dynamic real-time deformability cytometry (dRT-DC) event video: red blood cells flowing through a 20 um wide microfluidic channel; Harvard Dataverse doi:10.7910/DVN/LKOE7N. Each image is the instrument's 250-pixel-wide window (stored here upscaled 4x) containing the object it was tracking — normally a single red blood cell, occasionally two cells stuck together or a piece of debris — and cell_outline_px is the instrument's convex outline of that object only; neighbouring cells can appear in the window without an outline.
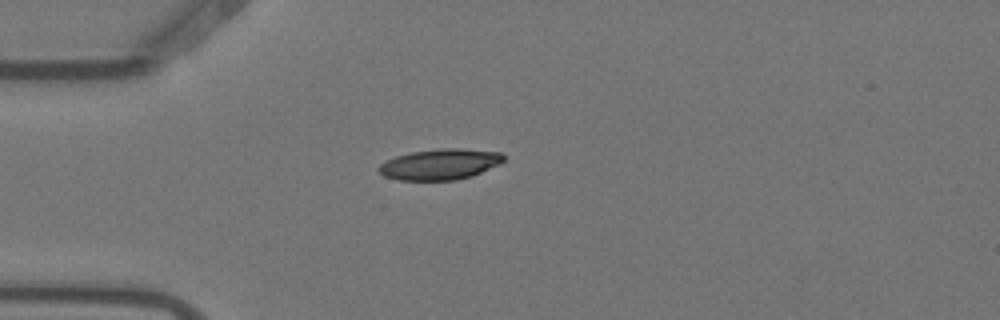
{"species": "Egyptian fruit bat (a non-hibernating species)", "species_latin": "Rousettus aegyptiacus", "temperature_condition": "warm", "stored_images_in_passage": 6, "camera_frame_rate_fps": 3000, "um_per_image_px": 0.085, "animal": {"sex": "female"}, "frame": {"image": 1, "passage_image": 4, "time_ms": 1.0, "image_size_px": [1000, 320], "cell_outline_px": [[504, 160], [500, 164], [472, 176], [456, 180], [400, 180], [384, 176], [376, 168], [380, 164], [396, 156], [412, 152], [440, 148], [460, 148], [500, 152], [504, 156]], "centroid_in_image_um": [37.41, 13.96], "position_along_channel_um": 47.6, "area_um2": 22.37}}
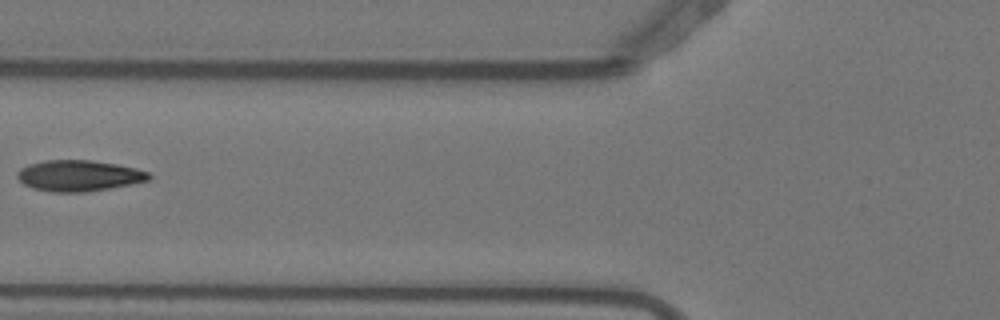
{"frame": {"image": 2, "passage_image": 6, "time_ms": 1.667, "image_size_px": [1000, 320], "cell_outline_px": [[152, 176], [148, 180], [88, 192], [52, 192], [32, 188], [24, 184], [16, 176], [16, 172], [20, 168], [28, 164], [44, 160], [92, 160], [116, 164], [136, 168], [148, 172]], "centroid_in_image_um": [6.66, 14.92], "position_along_channel_um": 119.1, "area_um2": 23.76}}